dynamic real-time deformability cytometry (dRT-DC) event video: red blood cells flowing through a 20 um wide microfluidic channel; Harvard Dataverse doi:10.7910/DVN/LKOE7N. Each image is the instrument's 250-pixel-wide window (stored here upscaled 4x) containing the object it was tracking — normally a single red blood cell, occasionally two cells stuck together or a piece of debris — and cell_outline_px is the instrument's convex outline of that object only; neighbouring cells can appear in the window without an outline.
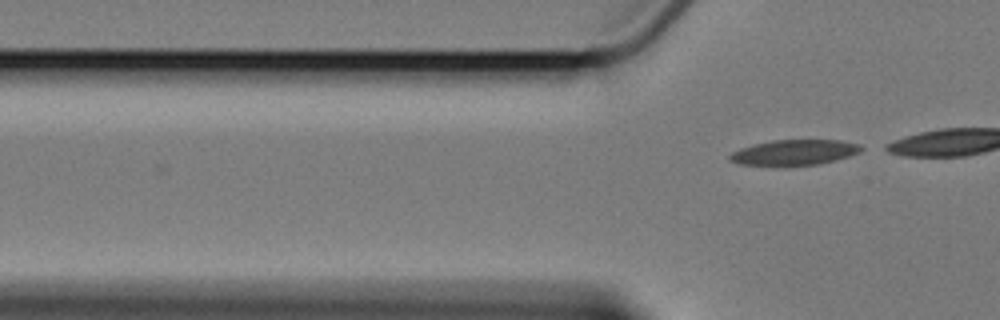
{"species": "Egyptian fruit bat (a non-hibernating species)", "species_latin": "Rousettus aegyptiacus", "temperature_condition": "cold", "stored_images_in_passage": 6, "camera_frame_rate_fps": 3000, "um_per_image_px": 0.085, "animal": {"sex": "female"}, "frame": {"image": 1, "passage_image": 6, "time_ms": 5.667, "image_size_px": [1000, 320], "cell_outline_px": [[868, 148], [860, 152], [836, 160], [820, 164], [784, 168], [740, 164], [728, 160], [728, 156], [732, 152], [740, 148], [772, 140], [840, 140], [860, 144]], "centroid_in_image_um": [67.53, 12.99], "position_along_channel_um": 58.3, "area_um2": 20.29}}